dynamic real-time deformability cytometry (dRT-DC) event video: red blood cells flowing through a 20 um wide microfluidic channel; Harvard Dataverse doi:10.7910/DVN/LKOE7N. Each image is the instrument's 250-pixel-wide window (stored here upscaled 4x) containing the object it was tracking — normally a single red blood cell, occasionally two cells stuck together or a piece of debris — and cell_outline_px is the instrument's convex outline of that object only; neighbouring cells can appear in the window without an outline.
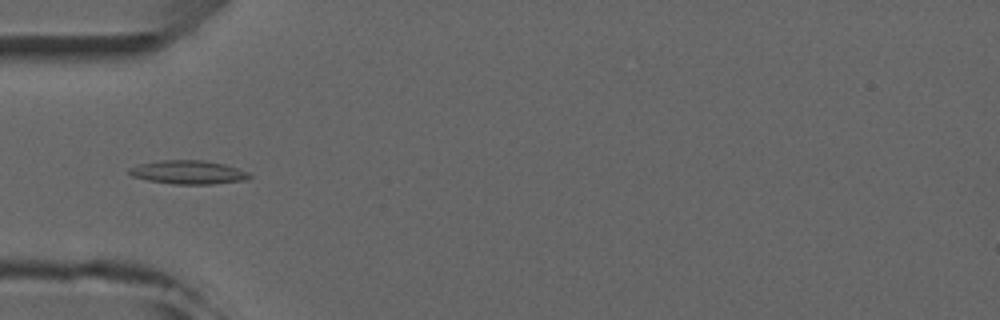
{"species": "common noctule bat (a hibernating species)", "species_latin": "Nyctalus noctula", "temperature_condition": "room temperature", "stored_images_in_passage": 5, "camera_frame_rate_fps": 3000, "um_per_image_px": 0.085, "animal": {"sex": "male", "forearm_length_mm": 52.5}, "frame": {"image": 1, "passage_image": 4, "time_ms": 3.667, "image_size_px": [1000, 320], "cell_outline_px": [[252, 176], [248, 180], [212, 184], [172, 184], [148, 180], [132, 176], [128, 172], [128, 168], [140, 164], [160, 160], [204, 160], [224, 164], [248, 172]], "centroid_in_image_um": [16.01, 14.64], "position_along_channel_um": 69.0, "area_um2": 16.59}}
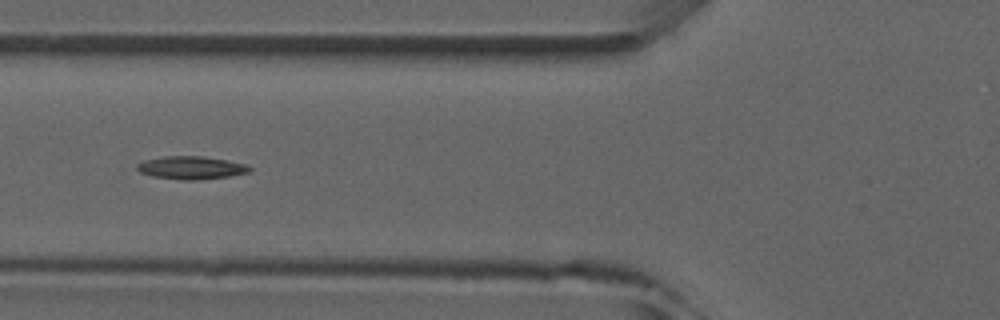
{"frame": {"image": 2, "passage_image": 5, "time_ms": 4.667, "image_size_px": [1000, 320], "cell_outline_px": [[252, 172], [228, 176], [196, 180], [180, 180], [152, 176], [140, 172], [136, 168], [136, 164], [144, 160], [164, 156], [200, 156], [228, 160], [244, 164], [252, 168]], "centroid_in_image_um": [16.24, 14.25], "position_along_channel_um": 109.6, "area_um2": 15.09}}